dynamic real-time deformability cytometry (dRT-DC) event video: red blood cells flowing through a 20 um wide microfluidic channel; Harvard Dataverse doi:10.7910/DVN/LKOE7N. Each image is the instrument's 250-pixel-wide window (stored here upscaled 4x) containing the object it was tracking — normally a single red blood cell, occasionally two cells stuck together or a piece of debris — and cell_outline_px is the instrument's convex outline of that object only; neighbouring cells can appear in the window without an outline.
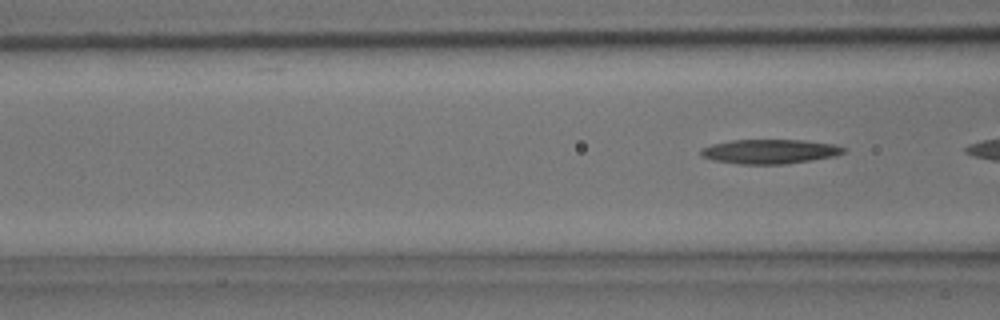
{"species": "common noctule bat (a hibernating species)", "species_latin": "Nyctalus noctula", "temperature_condition": "room temperature", "stored_images_in_passage": 5, "camera_frame_rate_fps": 3000, "um_per_image_px": 0.085, "animal": {"sex": "male", "body_mass_g": 15.6}, "frame": {"image": 1, "passage_image": 5, "time_ms": 1.333, "image_size_px": [1000, 320], "cell_outline_px": [[844, 152], [836, 156], [812, 160], [784, 164], [740, 164], [712, 160], [700, 156], [700, 148], [712, 144], [732, 140], [804, 140], [836, 144], [844, 148]], "centroid_in_image_um": [65.41, 12.88], "position_along_channel_um": 101.2, "area_um2": 20.4}}